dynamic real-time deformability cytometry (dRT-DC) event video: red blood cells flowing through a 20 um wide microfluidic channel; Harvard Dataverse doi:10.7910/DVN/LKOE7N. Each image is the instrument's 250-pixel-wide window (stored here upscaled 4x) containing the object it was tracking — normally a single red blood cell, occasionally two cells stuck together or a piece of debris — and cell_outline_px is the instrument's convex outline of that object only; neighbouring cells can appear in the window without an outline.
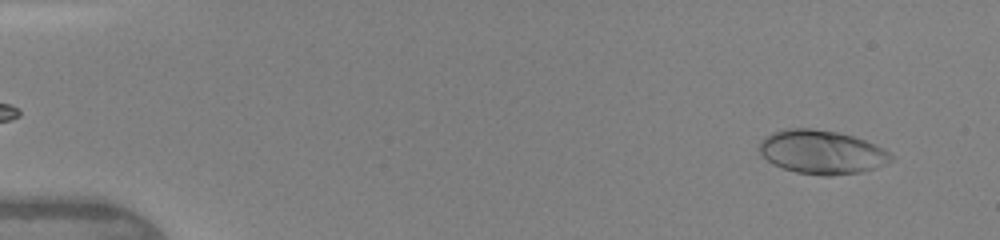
{"species": "human", "species_latin": "Homo sapiens", "temperature_condition": "warm", "stored_images_in_passage": 8, "camera_frame_rate_fps": 3000, "um_per_image_px": 0.085, "donor": {"sex": "female"}, "frame": {"image": 1, "passage_image": 3, "time_ms": 0.667, "image_size_px": [1000, 240], "cell_outline_px": [[896, 156], [888, 164], [876, 168], [860, 172], [832, 176], [824, 176], [796, 172], [772, 164], [760, 152], [760, 140], [764, 136], [772, 132], [784, 128], [812, 128], [836, 132], [852, 136], [864, 140], [884, 148]], "centroid_in_image_um": [69.88, 12.93], "position_along_channel_um": 15.1, "area_um2": 33.81}}
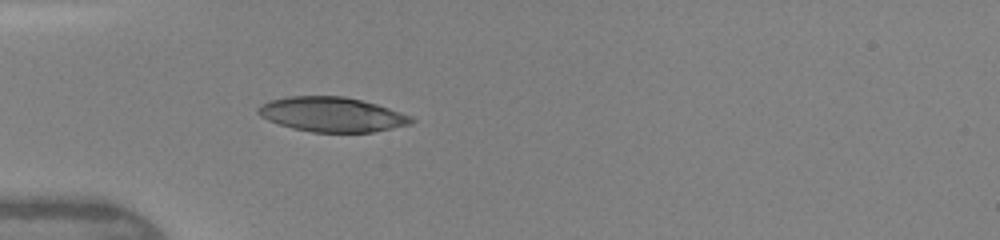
{"frame": {"image": 2, "passage_image": 8, "time_ms": 4.333, "image_size_px": [1000, 240], "cell_outline_px": [[416, 120], [412, 124], [372, 132], [312, 132], [292, 128], [268, 120], [260, 116], [256, 112], [256, 108], [260, 104], [268, 100], [288, 96], [344, 96], [376, 104], [412, 116]], "centroid_in_image_um": [28.19, 9.72], "position_along_channel_um": 56.8, "area_um2": 31.04}}